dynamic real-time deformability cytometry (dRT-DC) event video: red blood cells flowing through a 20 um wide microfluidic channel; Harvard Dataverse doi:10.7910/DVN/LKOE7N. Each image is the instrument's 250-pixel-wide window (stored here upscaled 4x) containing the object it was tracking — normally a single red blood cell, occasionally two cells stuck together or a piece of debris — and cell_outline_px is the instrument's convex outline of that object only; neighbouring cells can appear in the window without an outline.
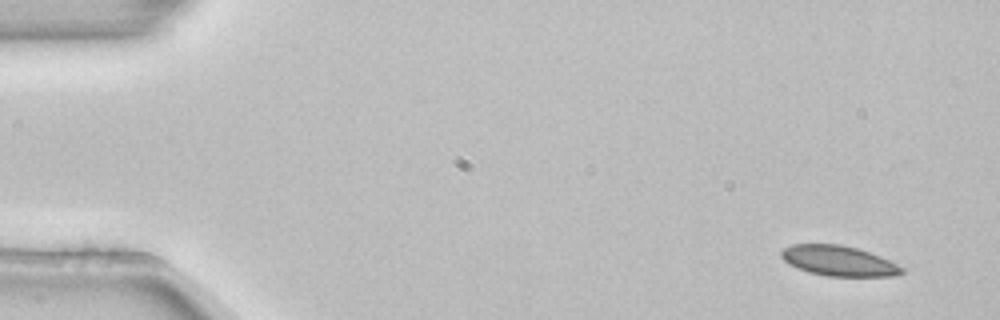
{"species": "common noctule bat (a hibernating species)", "species_latin": "Nyctalus noctula", "temperature_condition": "room temperature", "stored_images_in_passage": 3, "camera_frame_rate_fps": 3000, "um_per_image_px": 0.085, "animal": {"sex": "female", "body_mass_g": 22.7, "forearm_length_mm": 54.2}, "frame": {"image": 1, "passage_image": 1, "time_ms": 0.0, "image_size_px": [1000, 320], "cell_outline_px": [[904, 272], [896, 276], [828, 276], [808, 272], [788, 264], [780, 256], [780, 252], [784, 248], [792, 244], [840, 244], [856, 248], [880, 256], [904, 268]], "centroid_in_image_um": [71.26, 22.17], "position_along_channel_um": 13.7, "area_um2": 21.15}}
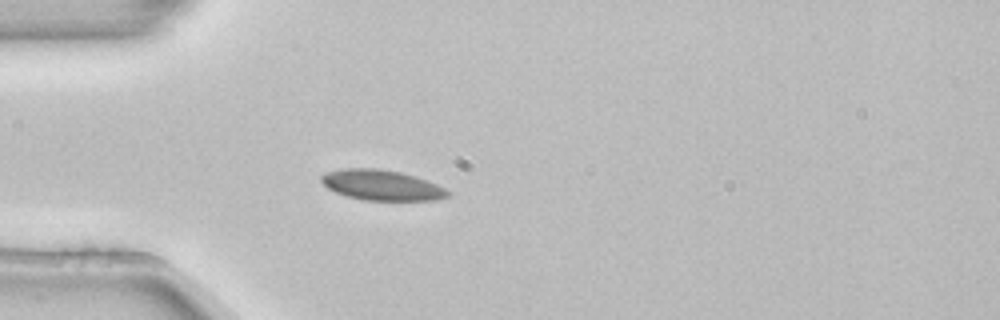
{"frame": {"image": 2, "passage_image": 3, "time_ms": 0.667, "image_size_px": [1000, 320], "cell_outline_px": [[452, 196], [436, 200], [360, 200], [344, 196], [328, 188], [320, 180], [320, 176], [328, 172], [344, 168], [376, 168], [400, 172], [416, 176], [436, 184], [452, 192]], "centroid_in_image_um": [32.47, 15.74], "position_along_channel_um": 52.5, "area_um2": 22.54}}